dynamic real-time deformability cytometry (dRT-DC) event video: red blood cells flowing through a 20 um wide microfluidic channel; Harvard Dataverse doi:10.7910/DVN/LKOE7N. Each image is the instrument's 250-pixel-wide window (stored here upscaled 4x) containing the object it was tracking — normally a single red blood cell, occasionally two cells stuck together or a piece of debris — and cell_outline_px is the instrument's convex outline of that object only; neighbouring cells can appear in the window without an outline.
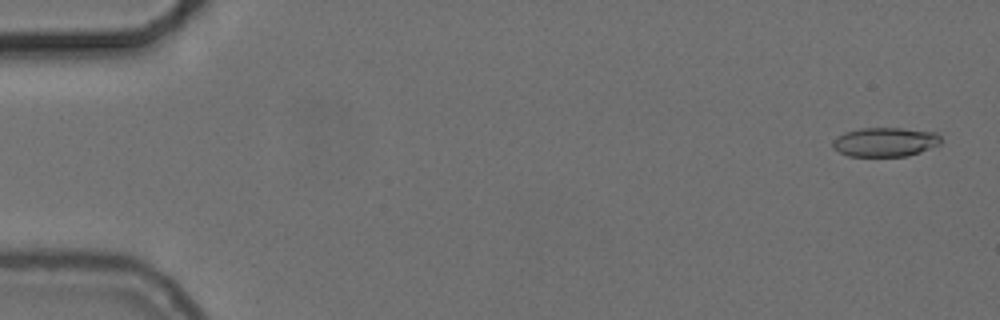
{"species": "common noctule bat (a hibernating species)", "species_latin": "Nyctalus noctula", "temperature_condition": "cold", "stored_images_in_passage": 55, "camera_frame_rate_fps": 3000, "um_per_image_px": 0.085, "animal": {"sex": "female", "body_mass_g": 24.6, "forearm_length_mm": 56.2}, "frame": {"image": 1, "passage_image": 2, "time_ms": 0.333, "image_size_px": [1000, 320], "cell_outline_px": [[944, 140], [940, 144], [920, 152], [908, 156], [848, 156], [832, 148], [832, 140], [836, 136], [844, 132], [860, 128], [900, 128], [936, 132]], "centroid_in_image_um": [75.23, 12.07], "position_along_channel_um": 9.8, "area_um2": 18.61}}
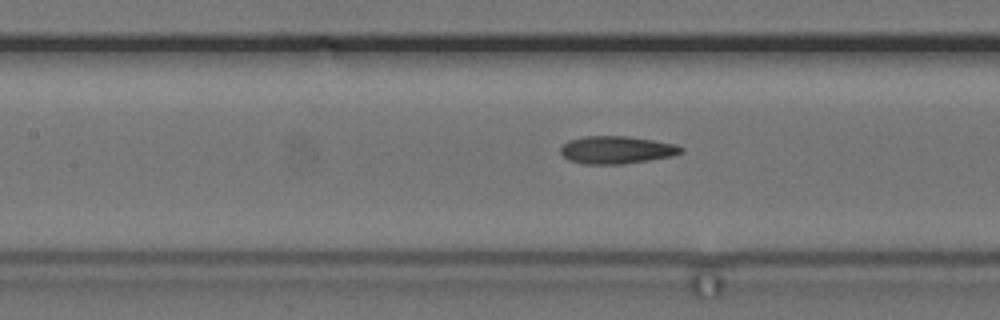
{"frame": {"image": 2, "passage_image": 25, "time_ms": 8.0, "image_size_px": [1000, 320], "cell_outline_px": [[684, 152], [672, 156], [624, 164], [584, 164], [568, 160], [560, 152], [560, 148], [568, 140], [584, 136], [628, 136], [676, 144], [684, 148]], "centroid_in_image_um": [52.41, 12.74], "position_along_channel_um": 155.0, "area_um2": 19.48}}
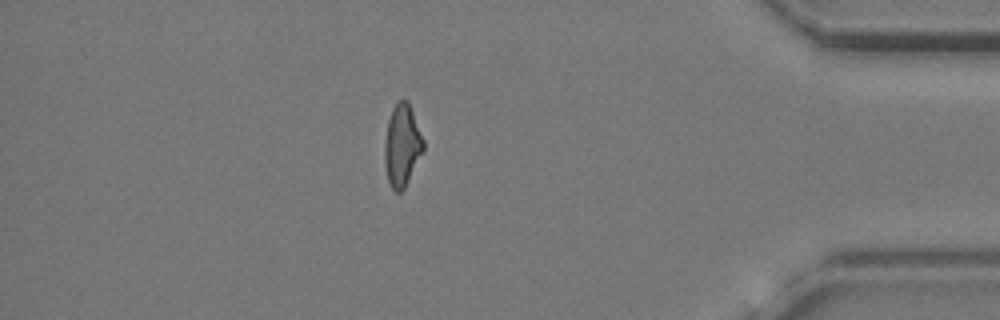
{"frame": {"image": 3, "passage_image": 48, "time_ms": 15.667, "image_size_px": [1000, 320], "cell_outline_px": [[424, 148], [404, 188], [400, 192], [396, 192], [392, 188], [388, 180], [384, 164], [384, 144], [388, 120], [392, 108], [400, 100], [408, 100], [424, 140]], "centroid_in_image_um": [34.16, 12.34], "position_along_channel_um": 401.0, "area_um2": 18.32}, "authors_computed_cell_mechanics": {"area_um2": 18.9584, "velocity_mm_per_s": 3.7233, "shape_relaxation_time_tau1_ms": null, "shape_relaxation_time_tau2_ms": 2.7853, "deformation_change_tau1": null, "deformation_change_tau2": 0.091}}